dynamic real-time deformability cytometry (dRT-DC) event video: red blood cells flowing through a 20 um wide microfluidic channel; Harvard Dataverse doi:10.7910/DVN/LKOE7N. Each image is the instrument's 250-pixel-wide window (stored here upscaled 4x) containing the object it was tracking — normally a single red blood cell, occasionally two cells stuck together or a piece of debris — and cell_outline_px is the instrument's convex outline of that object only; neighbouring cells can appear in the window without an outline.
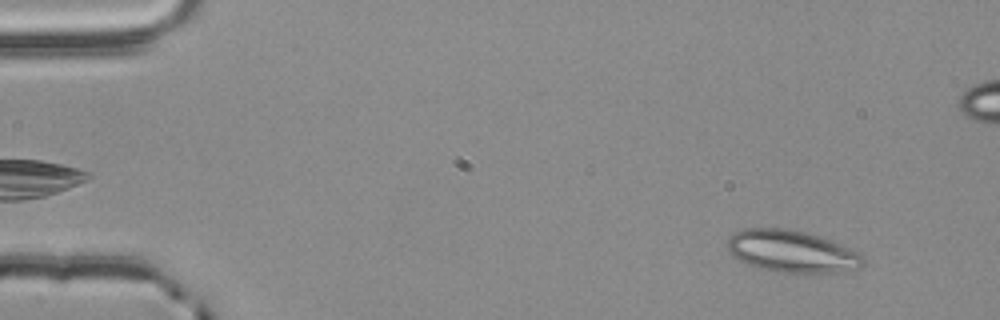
{"species": "common noctule bat (a hibernating species)", "species_latin": "Nyctalus noctula", "temperature_condition": "room temperature", "stored_images_in_passage": 56, "camera_frame_rate_fps": 3000, "um_per_image_px": 0.085, "animal": {"sex": "male", "body_mass_g": 20.4}, "frame": {"image": 1, "passage_image": 5, "time_ms": 1.333, "image_size_px": [1000, 320], "cell_outline_px": [[864, 264], [856, 268], [836, 272], [784, 272], [760, 268], [748, 264], [732, 256], [728, 248], [728, 240], [732, 232], [748, 228], [784, 228], [804, 232], [828, 240], [856, 252], [864, 256]], "centroid_in_image_um": [67.24, 21.36], "position_along_channel_um": 17.8, "area_um2": 32.48}}
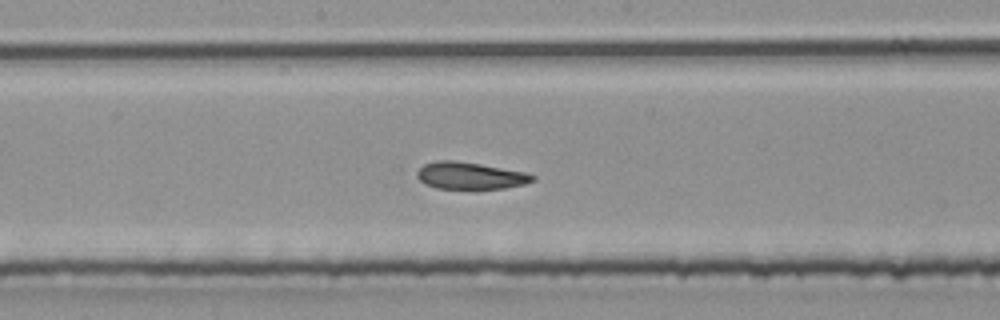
{"frame": {"image": 2, "passage_image": 29, "time_ms": 9.333, "image_size_px": [1000, 320], "cell_outline_px": [[536, 180], [524, 184], [504, 188], [436, 188], [424, 184], [416, 176], [416, 172], [424, 164], [436, 160], [456, 160], [480, 164], [524, 172], [536, 176]], "centroid_in_image_um": [39.94, 14.92], "position_along_channel_um": 208.3, "area_um2": 18.09}}
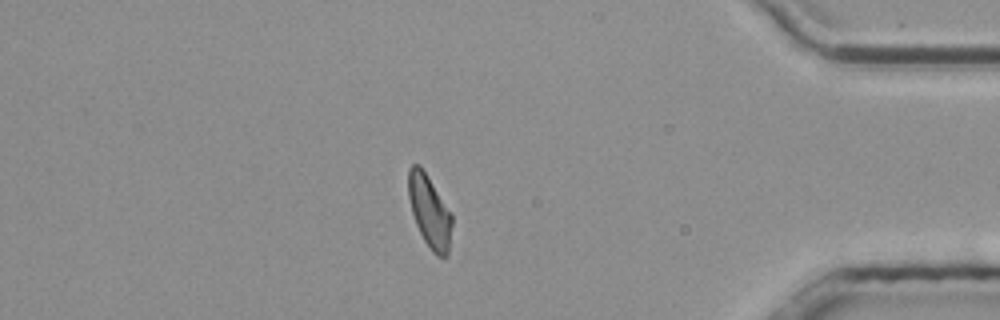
{"frame": {"image": 3, "passage_image": 47, "time_ms": 15.333, "image_size_px": [1000, 320], "cell_outline_px": [[452, 224], [448, 256], [436, 256], [432, 252], [424, 240], [416, 224], [412, 212], [408, 196], [408, 168], [412, 164], [420, 164], [428, 176], [452, 216]], "centroid_in_image_um": [36.49, 17.96], "position_along_channel_um": 398.7, "area_um2": 18.21}, "authors_computed_cell_mechanics": {"area_um2": 19.1029, "velocity_mm_per_s": 3.7976, "shape_relaxation_time_tau1_ms": 5.3314, "shape_relaxation_time_tau2_ms": 1.849, "deformation_change_tau1": 0.1393, "deformation_change_tau2": 0.0953}}